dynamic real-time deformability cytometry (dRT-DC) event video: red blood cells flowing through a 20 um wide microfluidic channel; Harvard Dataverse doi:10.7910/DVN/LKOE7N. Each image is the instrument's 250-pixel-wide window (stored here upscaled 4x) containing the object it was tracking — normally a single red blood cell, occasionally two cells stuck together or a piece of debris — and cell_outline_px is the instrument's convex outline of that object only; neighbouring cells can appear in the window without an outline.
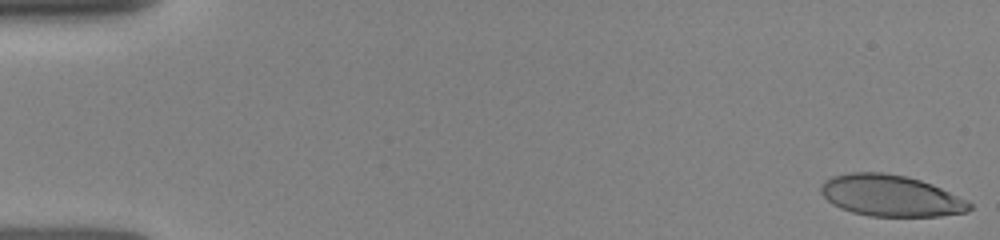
{"species": "human", "species_latin": "Homo sapiens", "temperature_condition": "room temperature", "stored_images_in_passage": 12, "camera_frame_rate_fps": 3000, "um_per_image_px": 0.085, "donor": {"sex": "female"}, "frame": {"image": 1, "passage_image": 1, "time_ms": 0.0, "image_size_px": [1000, 240], "cell_outline_px": [[972, 208], [968, 212], [940, 216], [872, 216], [852, 212], [840, 208], [832, 204], [820, 192], [820, 184], [824, 180], [832, 176], [852, 172], [880, 172], [908, 176], [932, 184], [968, 200], [972, 204]], "centroid_in_image_um": [75.71, 16.63], "position_along_channel_um": 9.3, "area_um2": 36.01}}
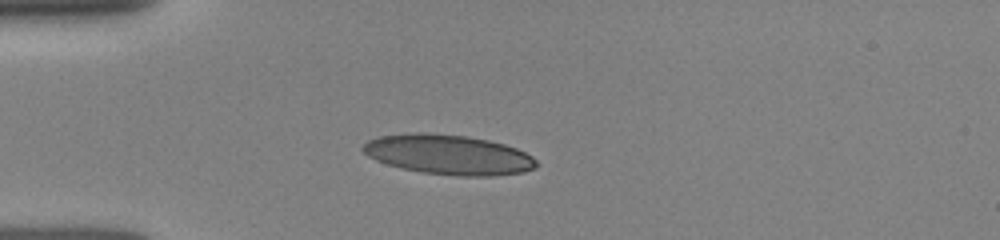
{"frame": {"image": 2, "passage_image": 8, "time_ms": 4.0, "image_size_px": [1000, 240], "cell_outline_px": [[536, 168], [524, 172], [492, 176], [456, 176], [420, 172], [400, 168], [376, 160], [368, 156], [360, 148], [368, 140], [380, 136], [416, 132], [424, 132], [468, 136], [488, 140], [504, 144], [516, 148], [532, 156], [536, 160]], "centroid_in_image_um": [38.11, 13.15], "position_along_channel_um": 46.9, "area_um2": 40.4}}
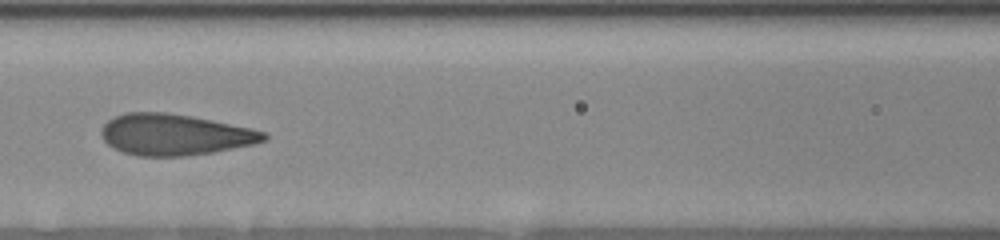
{"frame": {"image": 3, "passage_image": 11, "time_ms": 7.0, "image_size_px": [1000, 240], "cell_outline_px": [[268, 136], [264, 140], [252, 144], [212, 152], [184, 156], [136, 156], [124, 152], [108, 144], [104, 140], [100, 132], [104, 124], [108, 120], [124, 112], [164, 112], [192, 116], [252, 128], [264, 132]], "centroid_in_image_um": [14.83, 11.43], "position_along_channel_um": 151.8, "area_um2": 38.73}}